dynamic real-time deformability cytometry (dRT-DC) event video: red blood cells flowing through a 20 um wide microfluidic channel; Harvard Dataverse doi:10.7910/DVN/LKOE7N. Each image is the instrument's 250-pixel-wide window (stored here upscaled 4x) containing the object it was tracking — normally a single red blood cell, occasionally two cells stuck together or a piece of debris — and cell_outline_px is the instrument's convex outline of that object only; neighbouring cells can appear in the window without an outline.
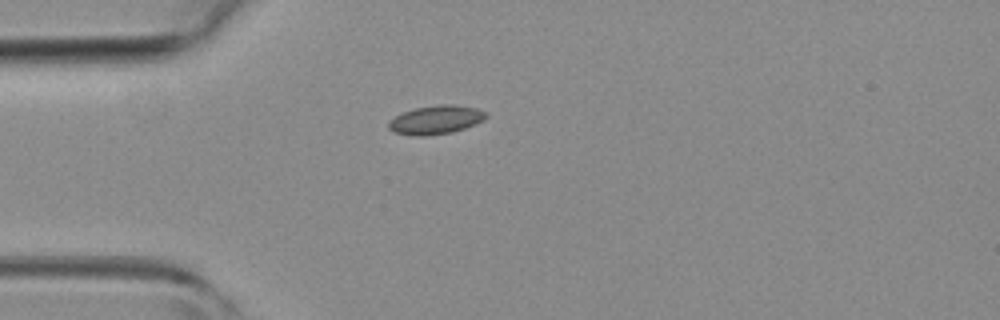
{"species": "common noctule bat (a hibernating species)", "species_latin": "Nyctalus noctula", "temperature_condition": "room temperature", "stored_images_in_passage": 2, "camera_frame_rate_fps": 3000, "um_per_image_px": 0.085, "animal": {"sex": "female", "body_mass_g": 19.3, "forearm_length_mm": 54.1}, "frame": {"image": 1, "passage_image": 1, "time_ms": 0.0, "image_size_px": [1000, 320], "cell_outline_px": [[488, 116], [484, 120], [464, 128], [452, 132], [424, 136], [412, 136], [392, 132], [388, 128], [388, 120], [404, 112], [416, 108], [440, 104], [452, 104], [476, 108], [488, 112]], "centroid_in_image_um": [37.04, 10.19], "position_along_channel_um": 48.0, "area_um2": 16.36}}
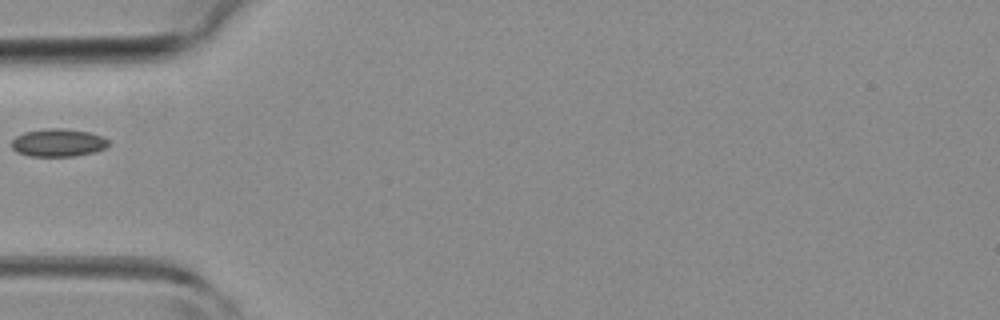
{"frame": {"image": 2, "passage_image": 2, "time_ms": 1.0, "image_size_px": [1000, 320], "cell_outline_px": [[108, 144], [104, 148], [96, 152], [76, 156], [28, 156], [16, 152], [12, 148], [12, 140], [16, 136], [24, 132], [48, 128], [64, 128], [88, 132], [100, 136], [108, 140]], "centroid_in_image_um": [4.91, 12.13], "position_along_channel_um": 80.1, "area_um2": 15.72}}